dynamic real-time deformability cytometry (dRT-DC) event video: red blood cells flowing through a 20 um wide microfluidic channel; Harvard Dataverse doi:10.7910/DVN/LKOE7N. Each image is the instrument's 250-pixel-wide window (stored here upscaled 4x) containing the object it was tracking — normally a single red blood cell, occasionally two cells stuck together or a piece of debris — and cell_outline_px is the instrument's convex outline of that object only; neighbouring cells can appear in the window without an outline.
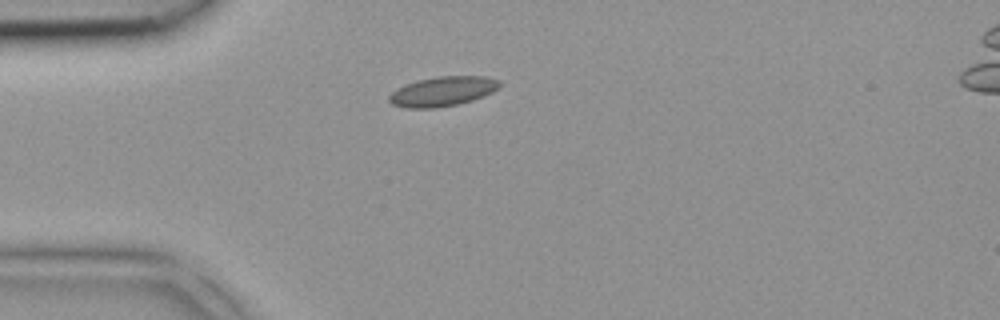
{"species": "common noctule bat (a hibernating species)", "species_latin": "Nyctalus noctula", "temperature_condition": "room temperature", "stored_images_in_passage": 1, "camera_frame_rate_fps": 3000, "um_per_image_px": 0.085, "animal": {"sex": "female", "body_mass_g": 18.4}, "frame": {"image": 1, "passage_image": 1, "time_ms": 0.0, "image_size_px": [1000, 320], "cell_outline_px": [[500, 88], [484, 96], [472, 100], [456, 104], [436, 108], [408, 108], [392, 104], [388, 100], [388, 96], [396, 88], [404, 84], [416, 80], [436, 76], [484, 76], [500, 80]], "centroid_in_image_um": [37.61, 7.75], "position_along_channel_um": 47.4, "area_um2": 19.25}}